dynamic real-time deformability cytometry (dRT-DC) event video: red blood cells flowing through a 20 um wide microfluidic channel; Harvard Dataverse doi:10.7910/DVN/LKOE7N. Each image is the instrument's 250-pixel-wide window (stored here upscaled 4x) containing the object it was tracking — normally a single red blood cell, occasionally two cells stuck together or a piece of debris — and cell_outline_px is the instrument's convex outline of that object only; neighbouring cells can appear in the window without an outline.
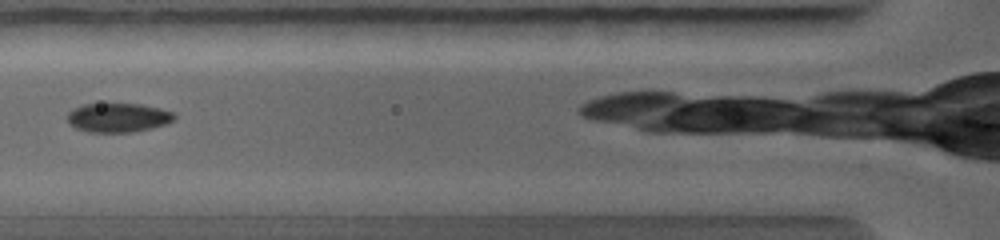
{"species": "common noctule bat (a hibernating species)", "species_latin": "Nyctalus noctula", "temperature_condition": "warm", "stored_images_in_passage": 15, "camera_frame_rate_fps": 5000, "um_per_image_px": 0.085, "animal": {"sex": "female", "body_mass_g": 19.0, "forearm_length_mm": 56.7}, "frame": {"image": 1, "passage_image": 3, "time_ms": 1.4, "image_size_px": [1000, 240], "cell_outline_px": [[176, 116], [172, 120], [164, 124], [132, 132], [88, 132], [76, 128], [68, 124], [68, 112], [72, 108], [84, 104], [140, 104], [160, 108], [172, 112]], "centroid_in_image_um": [9.98, 9.99], "position_along_channel_um": 115.8, "area_um2": 17.98}}
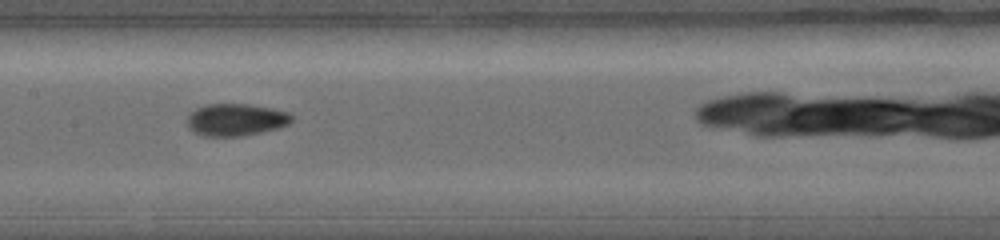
{"frame": {"image": 2, "passage_image": 5, "time_ms": 2.6, "image_size_px": [1000, 240], "cell_outline_px": [[292, 120], [288, 124], [276, 128], [260, 132], [240, 136], [204, 136], [192, 132], [188, 128], [188, 116], [196, 108], [208, 104], [248, 104], [272, 108], [288, 112], [292, 116]], "centroid_in_image_um": [20.02, 10.17], "position_along_channel_um": 187.4, "area_um2": 19.48}}
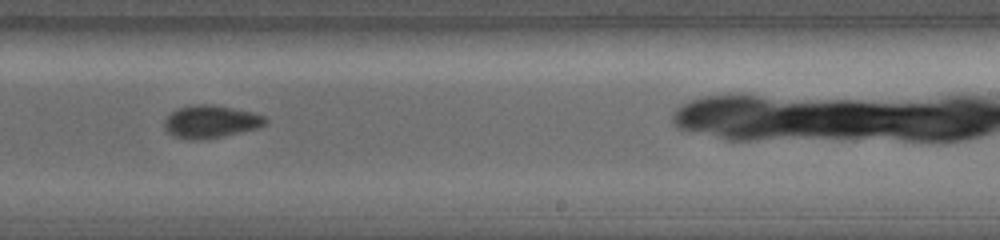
{"frame": {"image": 3, "passage_image": 7, "time_ms": 4.0, "image_size_px": [1000, 240], "cell_outline_px": [[268, 120], [264, 124], [256, 128], [220, 136], [200, 140], [192, 140], [172, 136], [164, 128], [164, 120], [172, 112], [180, 108], [192, 104], [212, 104], [252, 112], [264, 116]], "centroid_in_image_um": [17.87, 10.33], "position_along_channel_um": 271.1, "area_um2": 18.96}}